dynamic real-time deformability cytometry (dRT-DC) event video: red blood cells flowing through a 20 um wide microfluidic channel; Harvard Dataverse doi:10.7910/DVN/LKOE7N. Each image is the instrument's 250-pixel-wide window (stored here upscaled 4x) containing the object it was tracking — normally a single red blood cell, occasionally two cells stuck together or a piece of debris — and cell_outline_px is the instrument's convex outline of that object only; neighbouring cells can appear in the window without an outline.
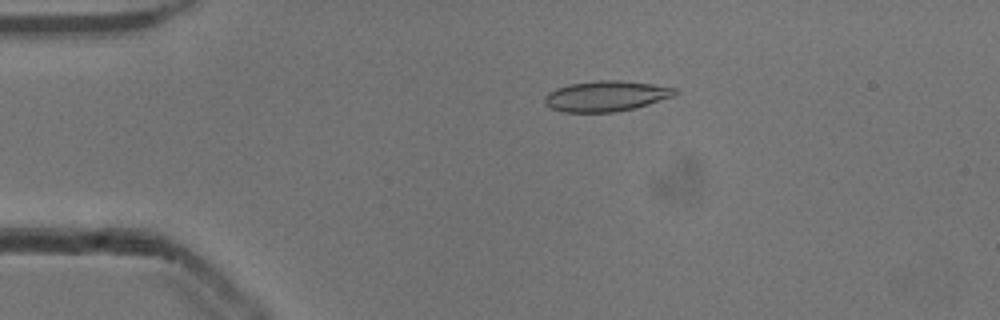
{"species": "common noctule bat (a hibernating species)", "species_latin": "Nyctalus noctula", "temperature_condition": "cold", "stored_images_in_passage": 53, "camera_frame_rate_fps": 3000, "um_per_image_px": 0.085, "animal": {"sex": "male", "body_mass_g": 13.3}, "frame": {"image": 1, "passage_image": 11, "time_ms": 3.333, "image_size_px": [1000, 320], "cell_outline_px": [[680, 92], [676, 96], [636, 108], [616, 112], [564, 112], [552, 108], [544, 104], [544, 96], [548, 92], [556, 88], [568, 84], [596, 80], [620, 80], [652, 84], [676, 88]], "centroid_in_image_um": [51.54, 8.16], "position_along_channel_um": 33.5, "area_um2": 23.52}}
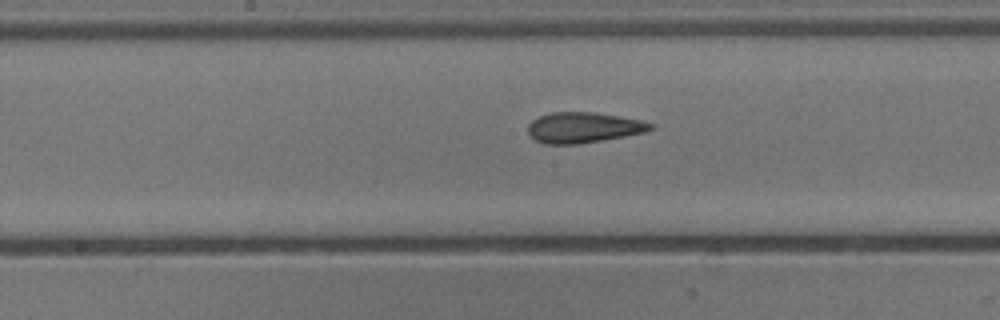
{"frame": {"image": 2, "passage_image": 27, "time_ms": 8.667, "image_size_px": [1000, 320], "cell_outline_px": [[652, 128], [644, 132], [624, 136], [580, 144], [544, 144], [528, 136], [528, 124], [532, 120], [540, 116], [552, 112], [592, 112], [644, 120], [652, 124]], "centroid_in_image_um": [49.55, 10.84], "position_along_channel_um": 198.7, "area_um2": 21.79}}
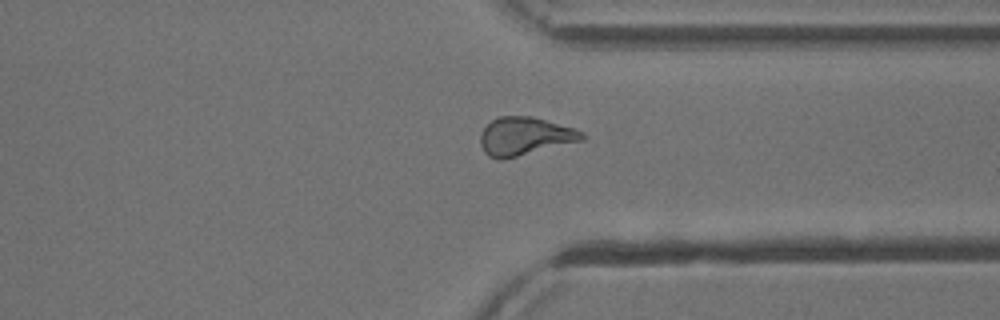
{"frame": {"image": 3, "passage_image": 40, "time_ms": 13.0, "image_size_px": [1000, 320], "cell_outline_px": [[588, 136], [584, 140], [504, 160], [496, 160], [488, 156], [484, 152], [480, 144], [480, 132], [492, 120], [500, 116], [532, 116], [572, 128], [584, 132]], "centroid_in_image_um": [44.6, 11.6], "position_along_channel_um": 366.8, "area_um2": 22.83}, "authors_computed_cell_mechanics": {"area_um2": 22.1374, "velocity_mm_per_s": 3.9011, "shape_relaxation_time_tau1_ms": 5.7562, "shape_relaxation_time_tau2_ms": 2.3348, "deformation_change_tau1": 0.1911, "deformation_change_tau2": 0.1162}}